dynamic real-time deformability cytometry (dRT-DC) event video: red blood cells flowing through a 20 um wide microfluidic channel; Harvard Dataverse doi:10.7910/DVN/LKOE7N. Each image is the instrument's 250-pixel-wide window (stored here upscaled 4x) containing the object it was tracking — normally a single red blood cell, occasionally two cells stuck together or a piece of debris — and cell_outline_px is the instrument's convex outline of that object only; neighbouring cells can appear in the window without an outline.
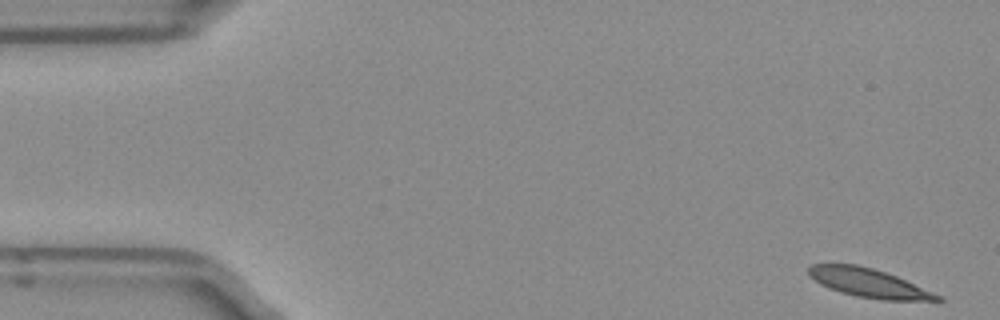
{"species": "Egyptian fruit bat (a non-hibernating species)", "species_latin": "Rousettus aegyptiacus", "temperature_condition": "room temperature", "stored_images_in_passage": 50, "camera_frame_rate_fps": 3000, "um_per_image_px": 0.085, "frame": {"image": 1, "passage_image": 1, "time_ms": 0.0, "image_size_px": [1000, 320], "cell_outline_px": [[944, 300], [884, 300], [856, 296], [840, 292], [828, 288], [820, 284], [808, 276], [808, 268], [812, 264], [856, 264], [872, 268], [896, 276], [932, 292], [940, 296]], "centroid_in_image_um": [73.76, 24.04], "position_along_channel_um": 11.2, "area_um2": 21.27}}
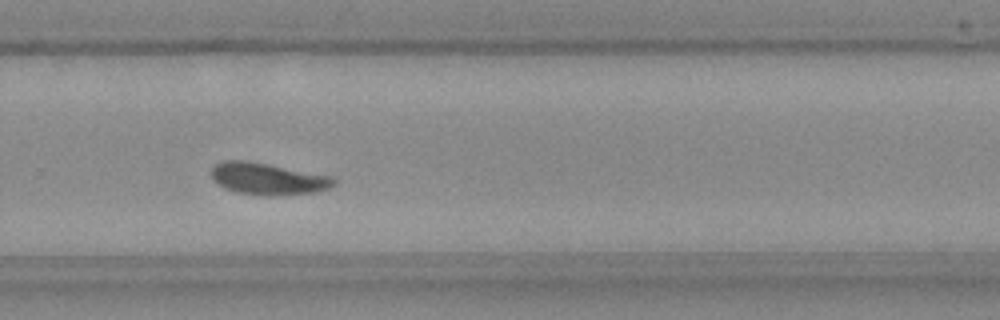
{"frame": {"image": 2, "passage_image": 33, "time_ms": 10.667, "image_size_px": [1000, 320], "cell_outline_px": [[336, 184], [328, 188], [316, 192], [236, 192], [224, 188], [212, 176], [212, 168], [216, 164], [224, 160], [248, 160], [332, 176], [336, 180]], "centroid_in_image_um": [22.77, 15.12], "position_along_channel_um": 307.0, "area_um2": 21.44}}
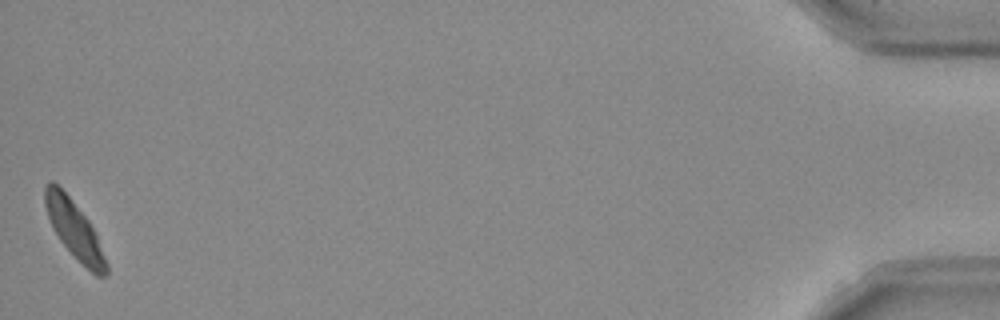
{"frame": {"image": 3, "passage_image": 50, "time_ms": 16.333, "image_size_px": [1000, 320], "cell_outline_px": [[108, 272], [104, 276], [96, 276], [60, 240], [48, 216], [44, 204], [44, 188], [52, 180], [68, 196], [88, 220], [96, 236], [108, 264]], "centroid_in_image_um": [6.32, 19.5], "position_along_channel_um": 428.9, "area_um2": 19.54}, "authors_computed_cell_mechanics": {"area_um2": 22.0218, "velocity_mm_per_s": 3.9045, "shape_relaxation_time_tau1_ms": 6.1687, "shape_relaxation_time_tau2_ms": 8.751, "deformation_change_tau1": 0.1785, "deformation_change_tau2": 0.1139}}